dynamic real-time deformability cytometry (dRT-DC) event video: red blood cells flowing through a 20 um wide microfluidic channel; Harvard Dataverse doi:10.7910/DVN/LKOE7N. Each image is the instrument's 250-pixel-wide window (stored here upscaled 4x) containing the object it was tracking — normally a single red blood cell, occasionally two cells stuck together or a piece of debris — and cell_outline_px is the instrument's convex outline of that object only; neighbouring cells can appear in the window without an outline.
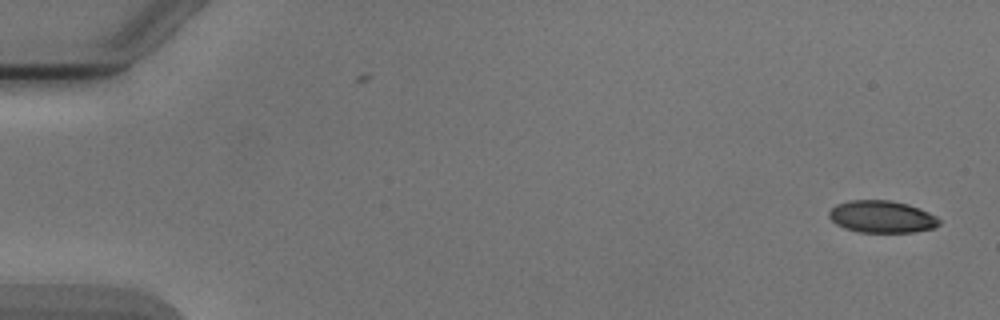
{"species": "Egyptian fruit bat (a non-hibernating species)", "species_latin": "Rousettus aegyptiacus", "temperature_condition": "cold", "stored_images_in_passage": 4, "camera_frame_rate_fps": 3000, "um_per_image_px": 0.085, "animal": {"sex": "male"}, "frame": {"image": 1, "passage_image": 1, "time_ms": 0.0, "image_size_px": [1000, 320], "cell_outline_px": [[940, 224], [936, 228], [912, 232], [860, 232], [844, 228], [836, 224], [828, 216], [828, 212], [836, 204], [848, 200], [888, 200], [908, 204], [920, 208], [936, 216], [940, 220]], "centroid_in_image_um": [74.96, 18.42], "position_along_channel_um": 10.0, "area_um2": 20.75}}
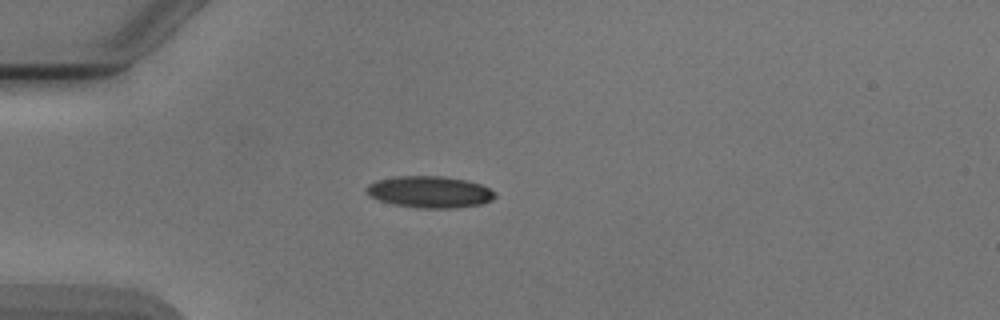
{"frame": {"image": 2, "passage_image": 4, "time_ms": 4.333, "image_size_px": [1000, 320], "cell_outline_px": [[496, 196], [492, 200], [480, 204], [456, 208], [416, 208], [392, 204], [380, 200], [372, 196], [368, 192], [368, 184], [376, 180], [396, 176], [444, 176], [468, 180], [480, 184], [496, 192]], "centroid_in_image_um": [36.57, 16.31], "position_along_channel_um": 48.4, "area_um2": 23.7}}